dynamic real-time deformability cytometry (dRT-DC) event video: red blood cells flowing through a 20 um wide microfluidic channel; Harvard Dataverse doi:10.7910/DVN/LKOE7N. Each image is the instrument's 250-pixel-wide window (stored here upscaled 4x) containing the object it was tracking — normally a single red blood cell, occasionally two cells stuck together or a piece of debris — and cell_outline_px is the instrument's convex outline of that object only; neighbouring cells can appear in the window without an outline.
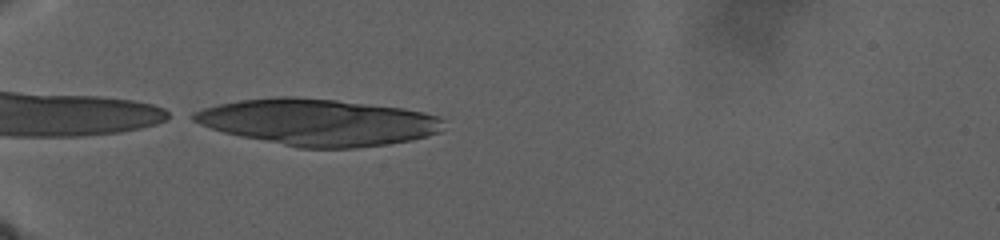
{"species": "human", "species_latin": "Homo sapiens", "temperature_condition": "warm", "stored_images_in_passage": 27, "camera_frame_rate_fps": 3000, "um_per_image_px": 0.085, "donor": {"sex": "male"}, "frame": {"image": 1, "passage_image": 1, "time_ms": 0.0, "image_size_px": [1000, 240], "cell_outline_px": [[444, 120], [440, 132], [428, 136], [412, 140], [388, 144], [356, 148], [300, 148], [240, 136], [224, 132], [200, 124], [192, 120], [192, 112], [216, 104], [240, 100], [276, 96], [296, 96], [336, 100], [404, 108], [424, 112], [436, 116]], "centroid_in_image_um": [27.04, 10.38], "position_along_channel_um": 58.0, "area_um2": 67.97}}